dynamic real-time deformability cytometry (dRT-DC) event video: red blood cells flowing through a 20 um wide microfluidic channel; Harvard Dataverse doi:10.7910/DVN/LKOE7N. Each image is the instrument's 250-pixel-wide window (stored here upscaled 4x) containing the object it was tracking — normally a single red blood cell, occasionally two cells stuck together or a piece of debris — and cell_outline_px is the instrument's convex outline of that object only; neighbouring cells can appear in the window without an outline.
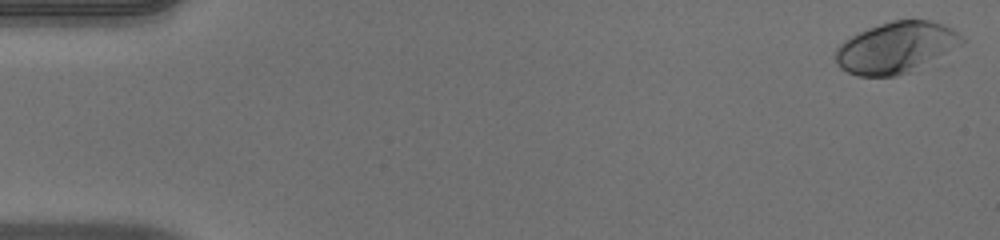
{"species": "human", "species_latin": "Homo sapiens", "temperature_condition": "warm", "stored_images_in_passage": 52, "camera_frame_rate_fps": 3000, "um_per_image_px": 0.085, "donor": {"sex": "male"}, "frame": {"image": 1, "passage_image": 1, "time_ms": 0.0, "image_size_px": [1000, 240], "cell_outline_px": [[968, 40], [964, 44], [912, 72], [896, 76], [856, 76], [840, 68], [836, 64], [836, 48], [844, 40], [868, 28], [892, 20], [932, 20], [944, 24], [952, 28], [964, 36]], "centroid_in_image_um": [76.22, 4.04], "position_along_channel_um": 8.8, "area_um2": 38.09}}
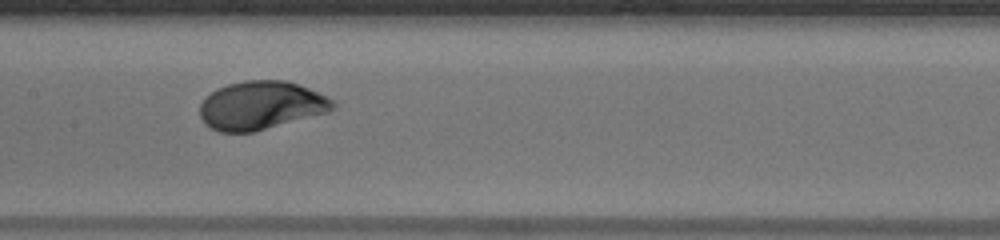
{"frame": {"image": 2, "passage_image": 26, "time_ms": 8.333, "image_size_px": [1000, 240], "cell_outline_px": [[336, 108], [328, 112], [252, 132], [220, 132], [204, 124], [200, 116], [200, 104], [216, 88], [228, 84], [244, 80], [284, 80], [308, 88], [328, 96], [336, 104]], "centroid_in_image_um": [22.19, 8.95], "position_along_channel_um": 185.2, "area_um2": 37.34}}
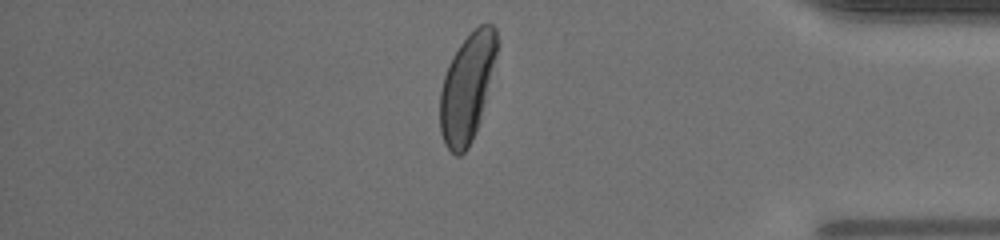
{"frame": {"image": 3, "passage_image": 44, "time_ms": 14.333, "image_size_px": [1000, 240], "cell_outline_px": [[500, 44], [480, 120], [472, 140], [468, 148], [460, 156], [456, 156], [444, 144], [440, 132], [440, 92], [444, 76], [448, 64], [452, 56], [460, 44], [480, 24], [492, 24], [496, 28], [500, 40]], "centroid_in_image_um": [39.72, 7.42], "position_along_channel_um": 395.5, "area_um2": 36.01}, "authors_computed_cell_mechanics": {"area_um2": 37.4255, "velocity_mm_per_s": 3.965, "shape_relaxation_time_tau1_ms": 2.1607, "shape_relaxation_time_tau2_ms": null, "deformation_change_tau1": 0.165, "deformation_change_tau2": null}}